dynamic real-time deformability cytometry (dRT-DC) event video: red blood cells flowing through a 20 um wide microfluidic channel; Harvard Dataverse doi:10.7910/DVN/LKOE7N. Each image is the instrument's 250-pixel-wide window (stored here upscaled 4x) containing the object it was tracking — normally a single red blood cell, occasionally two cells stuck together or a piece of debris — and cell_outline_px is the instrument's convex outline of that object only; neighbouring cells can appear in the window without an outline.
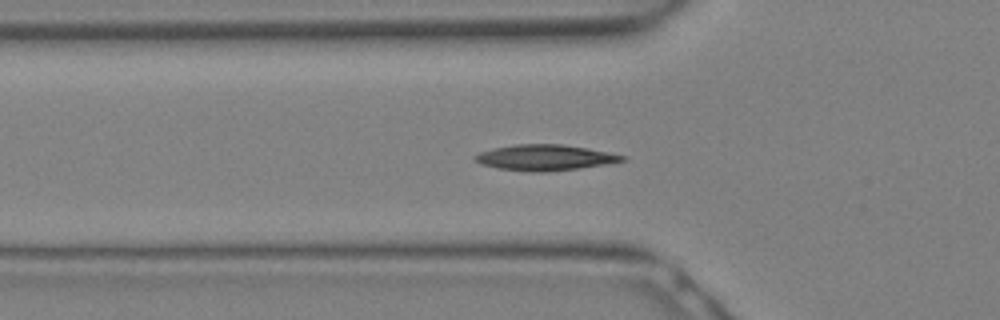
{"species": "Egyptian fruit bat (a non-hibernating species)", "species_latin": "Rousettus aegyptiacus", "temperature_condition": "warm", "stored_images_in_passage": 15, "camera_frame_rate_fps": 3000, "um_per_image_px": 0.085, "animal": {"sex": "female"}, "frame": {"image": 1, "passage_image": 9, "time_ms": 2.667, "image_size_px": [1000, 320], "cell_outline_px": [[628, 156], [624, 160], [608, 164], [544, 172], [532, 172], [500, 168], [480, 164], [476, 160], [476, 156], [480, 152], [496, 148], [516, 144], [560, 144], [608, 152]], "centroid_in_image_um": [46.35, 13.39], "position_along_channel_um": 79.4, "area_um2": 21.62}}
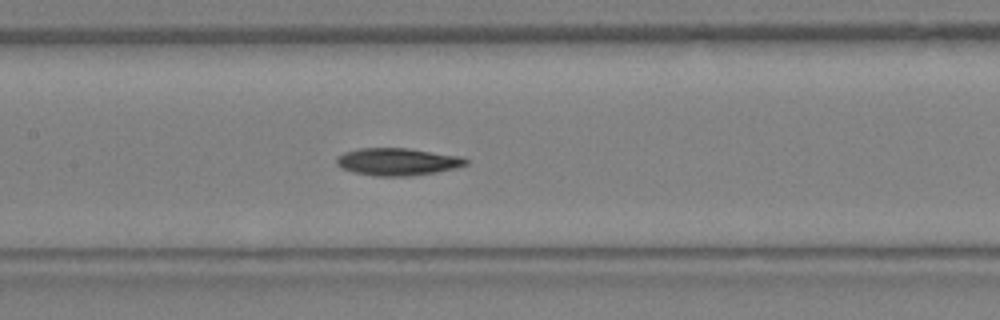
{"frame": {"image": 2, "passage_image": 13, "time_ms": 4.0, "image_size_px": [1000, 320], "cell_outline_px": [[468, 164], [456, 168], [436, 172], [408, 176], [376, 176], [356, 172], [340, 168], [336, 164], [336, 160], [344, 152], [360, 148], [408, 148], [464, 156], [468, 160]], "centroid_in_image_um": [33.84, 13.74], "position_along_channel_um": 173.6, "area_um2": 20.69}}
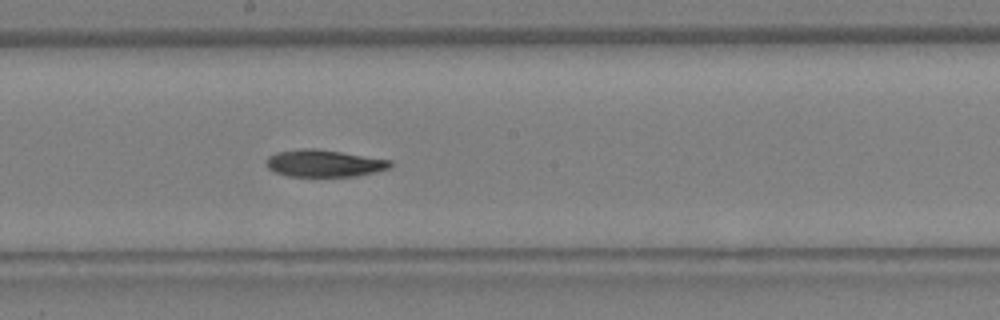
{"frame": {"image": 3, "passage_image": 15, "time_ms": 4.667, "image_size_px": [1000, 320], "cell_outline_px": [[392, 168], [356, 176], [288, 176], [276, 172], [268, 168], [264, 164], [264, 160], [268, 156], [276, 152], [300, 148], [316, 148], [392, 160]], "centroid_in_image_um": [27.52, 13.87], "position_along_channel_um": 220.7, "area_um2": 19.77}}